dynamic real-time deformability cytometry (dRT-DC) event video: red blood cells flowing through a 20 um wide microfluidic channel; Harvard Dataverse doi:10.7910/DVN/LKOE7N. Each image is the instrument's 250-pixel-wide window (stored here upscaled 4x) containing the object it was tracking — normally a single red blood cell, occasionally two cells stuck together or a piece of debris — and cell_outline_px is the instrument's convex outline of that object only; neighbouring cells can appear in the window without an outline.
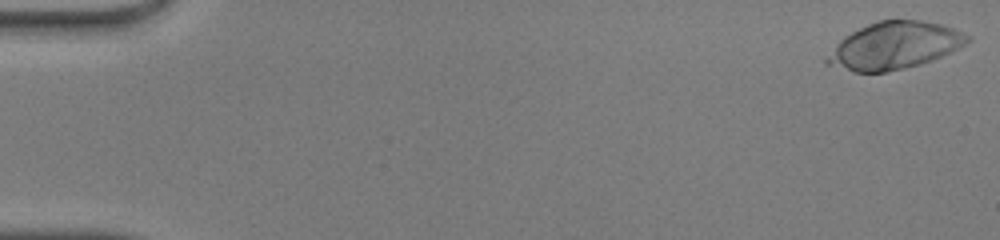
{"species": "human", "species_latin": "Homo sapiens", "temperature_condition": "warm", "stored_images_in_passage": 49, "camera_frame_rate_fps": 3000, "um_per_image_px": 0.085, "donor": {"sex": "male"}, "frame": {"image": 1, "passage_image": 1, "time_ms": 0.0, "image_size_px": [1000, 240], "cell_outline_px": [[972, 40], [932, 60], [920, 64], [888, 72], [856, 72], [824, 64], [824, 56], [844, 36], [868, 24], [880, 20], [920, 20], [940, 24], [952, 28], [972, 36]], "centroid_in_image_um": [75.97, 3.88], "position_along_channel_um": 9.0, "area_um2": 38.32}}
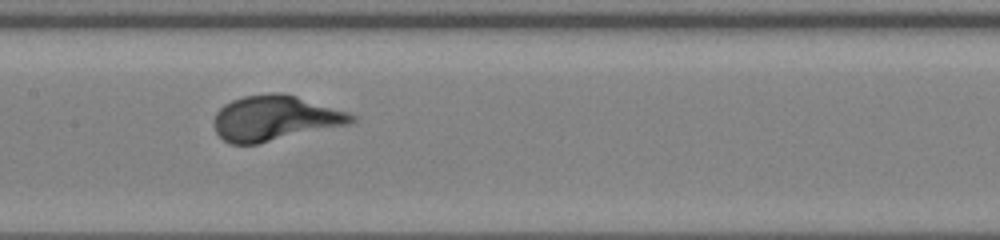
{"frame": {"image": 2, "passage_image": 25, "time_ms": 8.0, "image_size_px": [1000, 240], "cell_outline_px": [[360, 116], [356, 120], [348, 124], [256, 144], [228, 144], [216, 132], [212, 124], [212, 120], [216, 112], [224, 104], [232, 100], [244, 96], [272, 92], [280, 92], [296, 96], [348, 112]], "centroid_in_image_um": [23.34, 10.04], "position_along_channel_um": 184.1, "area_um2": 36.18}}
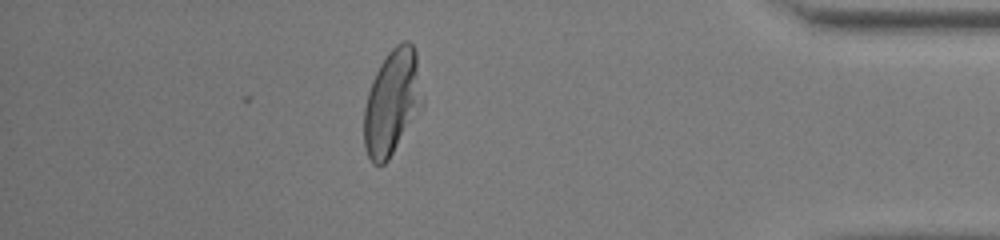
{"frame": {"image": 3, "passage_image": 43, "time_ms": 14.0, "image_size_px": [1000, 240], "cell_outline_px": [[424, 104], [388, 160], [384, 164], [372, 164], [364, 148], [364, 108], [368, 92], [372, 80], [380, 64], [388, 52], [396, 44], [404, 40], [408, 40], [412, 44], [416, 52], [424, 100]], "centroid_in_image_um": [33.33, 8.68], "position_along_channel_um": 401.9, "area_um2": 36.01}}